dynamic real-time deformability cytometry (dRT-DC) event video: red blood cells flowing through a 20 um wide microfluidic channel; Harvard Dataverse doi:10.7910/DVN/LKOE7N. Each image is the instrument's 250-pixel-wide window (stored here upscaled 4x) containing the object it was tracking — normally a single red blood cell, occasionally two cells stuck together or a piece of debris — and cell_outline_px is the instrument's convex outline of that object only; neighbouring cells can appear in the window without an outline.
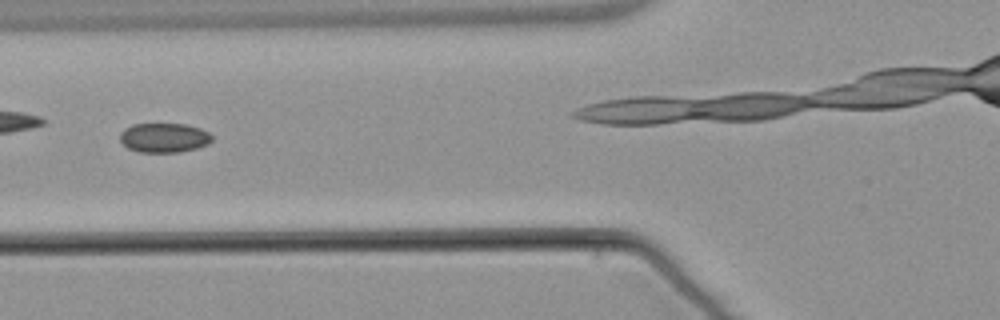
{"species": "common noctule bat (a hibernating species)", "species_latin": "Nyctalus noctula", "temperature_condition": "warm", "stored_images_in_passage": 4, "camera_frame_rate_fps": 3000, "um_per_image_px": 0.085, "animal": {"sex": "male", "body_mass_g": 21.5, "forearm_length_mm": 52.0}, "frame": {"image": 1, "passage_image": 3, "time_ms": 2.333, "image_size_px": [1000, 320], "cell_outline_px": [[212, 140], [208, 144], [196, 148], [180, 152], [140, 152], [128, 148], [120, 140], [120, 132], [124, 128], [132, 124], [184, 124], [200, 128], [208, 132], [212, 136]], "centroid_in_image_um": [13.94, 11.7], "position_along_channel_um": 111.9, "area_um2": 15.78}}